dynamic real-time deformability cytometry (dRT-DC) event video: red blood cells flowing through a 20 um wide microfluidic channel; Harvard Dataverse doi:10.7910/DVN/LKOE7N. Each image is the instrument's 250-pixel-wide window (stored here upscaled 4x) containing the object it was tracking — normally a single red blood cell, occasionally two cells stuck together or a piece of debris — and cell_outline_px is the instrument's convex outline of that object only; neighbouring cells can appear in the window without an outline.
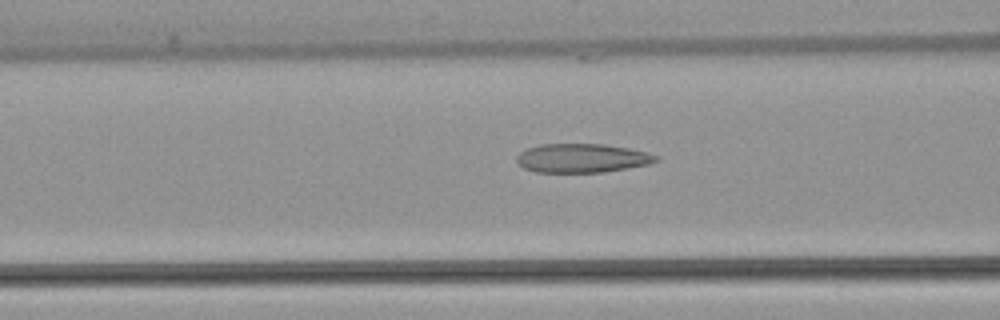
{"species": "common noctule bat (a hibernating species)", "species_latin": "Nyctalus noctula", "temperature_condition": "warm", "stored_images_in_passage": 15, "camera_frame_rate_fps": 3000, "um_per_image_px": 0.085, "animal": {"sex": "female", "body_mass_g": 22.7, "forearm_length_mm": 54.2}, "frame": {"image": 1, "passage_image": 9, "time_ms": 2.667, "image_size_px": [1000, 320], "cell_outline_px": [[660, 160], [648, 164], [628, 168], [604, 172], [536, 172], [524, 168], [516, 160], [516, 156], [520, 152], [528, 148], [540, 144], [604, 144], [628, 148], [648, 152], [660, 156]], "centroid_in_image_um": [49.5, 13.44], "position_along_channel_um": 117.1, "area_um2": 23.52}}
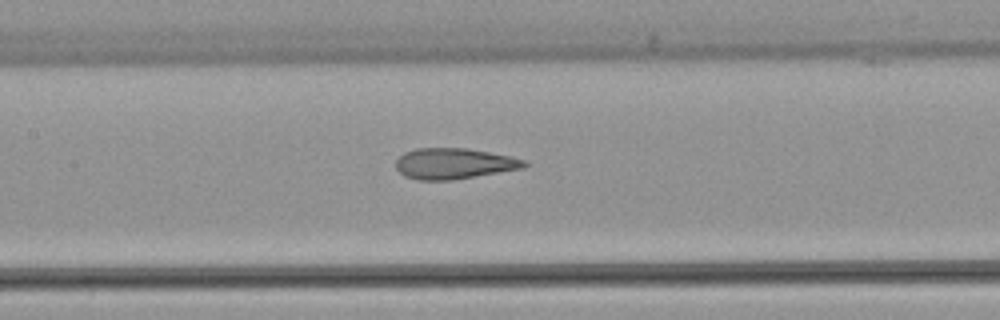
{"frame": {"image": 2, "passage_image": 13, "time_ms": 4.0, "image_size_px": [1000, 320], "cell_outline_px": [[528, 164], [524, 168], [452, 180], [416, 180], [404, 176], [396, 168], [396, 160], [404, 152], [416, 148], [468, 148], [512, 156], [528, 160]], "centroid_in_image_um": [38.61, 13.9], "position_along_channel_um": 168.8, "area_um2": 23.29}}